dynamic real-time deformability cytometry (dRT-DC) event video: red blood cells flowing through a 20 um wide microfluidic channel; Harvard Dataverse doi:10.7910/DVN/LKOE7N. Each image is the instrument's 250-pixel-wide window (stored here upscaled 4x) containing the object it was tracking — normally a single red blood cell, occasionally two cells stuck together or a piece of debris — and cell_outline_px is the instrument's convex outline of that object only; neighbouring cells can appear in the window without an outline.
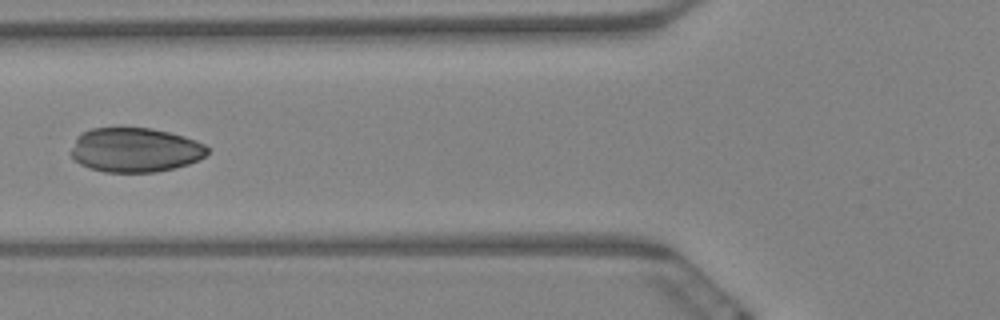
{"species": "Egyptian fruit bat (a non-hibernating species)", "species_latin": "Rousettus aegyptiacus", "temperature_condition": "warm", "stored_images_in_passage": 9, "camera_frame_rate_fps": 3000, "um_per_image_px": 0.085, "animal": {"sex": "female"}, "frame": {"image": 1, "passage_image": 7, "time_ms": 2.0, "image_size_px": [1000, 320], "cell_outline_px": [[208, 152], [204, 156], [188, 164], [156, 172], [104, 172], [88, 168], [80, 164], [72, 156], [72, 148], [76, 140], [84, 132], [92, 128], [152, 128], [184, 136], [204, 144], [208, 148]], "centroid_in_image_um": [11.49, 12.75], "position_along_channel_um": 114.3, "area_um2": 34.91}}
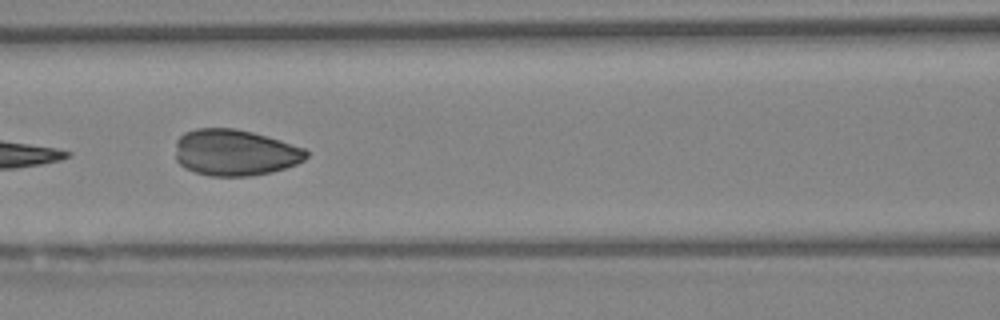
{"frame": {"image": 2, "passage_image": 8, "time_ms": 2.333, "image_size_px": [1000, 320], "cell_outline_px": [[308, 156], [304, 160], [296, 164], [272, 172], [248, 176], [208, 176], [184, 168], [176, 160], [176, 140], [184, 132], [196, 128], [236, 128], [268, 136], [304, 148], [308, 152]], "centroid_in_image_um": [19.95, 12.96], "position_along_channel_um": 146.6, "area_um2": 35.49}}
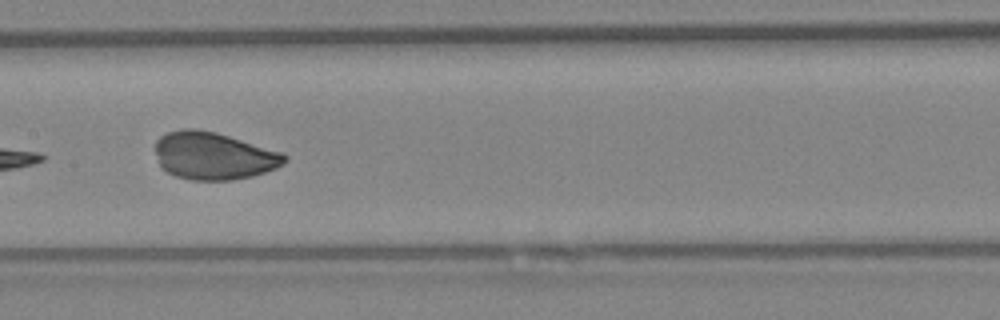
{"frame": {"image": 3, "passage_image": 9, "time_ms": 2.667, "image_size_px": [1000, 320], "cell_outline_px": [[288, 160], [284, 164], [276, 168], [252, 176], [232, 180], [192, 180], [176, 176], [168, 172], [160, 164], [156, 152], [156, 140], [160, 136], [168, 132], [184, 128], [196, 128], [216, 132], [284, 152], [288, 156]], "centroid_in_image_um": [18.2, 13.23], "position_along_channel_um": 189.2, "area_um2": 35.89}}